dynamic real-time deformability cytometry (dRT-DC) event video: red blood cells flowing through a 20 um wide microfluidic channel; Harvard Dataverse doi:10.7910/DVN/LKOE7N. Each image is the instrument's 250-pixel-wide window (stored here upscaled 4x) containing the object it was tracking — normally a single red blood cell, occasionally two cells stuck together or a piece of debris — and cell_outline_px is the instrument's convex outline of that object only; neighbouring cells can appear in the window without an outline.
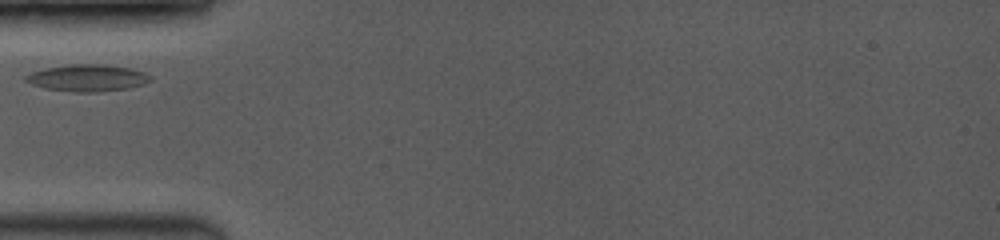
{"species": "common noctule bat (a hibernating species)", "species_latin": "Nyctalus noctula", "temperature_condition": "room temperature", "stored_images_in_passage": 2, "camera_frame_rate_fps": 3500, "um_per_image_px": 0.085, "animal": {"sex": "female", "body_mass_g": 19.0, "forearm_length_mm": 53.3}, "frame": {"image": 1, "passage_image": 1, "time_ms": 0.0, "image_size_px": [1000, 240], "cell_outline_px": [[152, 80], [144, 84], [128, 88], [96, 92], [76, 92], [44, 88], [32, 84], [24, 80], [24, 76], [32, 72], [44, 68], [68, 64], [100, 64], [132, 68], [144, 72], [152, 76]], "centroid_in_image_um": [7.44, 6.62], "position_along_channel_um": 77.6, "area_um2": 19.59}}